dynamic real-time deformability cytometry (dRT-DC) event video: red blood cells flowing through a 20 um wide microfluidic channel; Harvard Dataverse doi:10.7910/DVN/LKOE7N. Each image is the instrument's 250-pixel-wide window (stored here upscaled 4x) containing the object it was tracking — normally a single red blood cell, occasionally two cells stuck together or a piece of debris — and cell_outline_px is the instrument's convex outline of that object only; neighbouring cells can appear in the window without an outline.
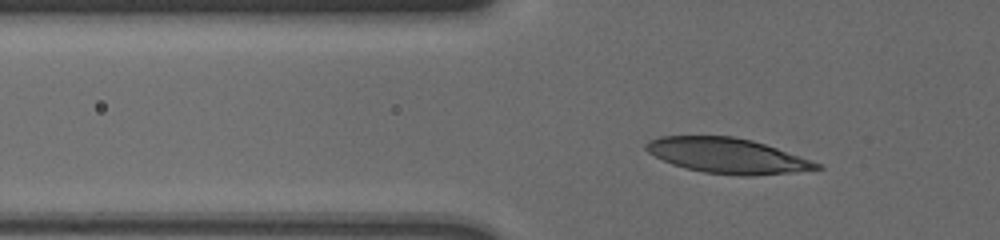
{"species": "human", "species_latin": "Homo sapiens", "temperature_condition": "cold", "stored_images_in_passage": 45, "camera_frame_rate_fps": 3000, "um_per_image_px": 0.085, "donor": {"sex": "male"}, "frame": {"image": 1, "passage_image": 12, "time_ms": 3.667, "image_size_px": [1000, 240], "cell_outline_px": [[824, 168], [796, 172], [752, 176], [736, 176], [704, 172], [672, 164], [648, 152], [644, 148], [644, 144], [648, 140], [660, 136], [732, 136], [752, 140], [824, 164]], "centroid_in_image_um": [61.85, 13.24], "position_along_channel_um": 63.9, "area_um2": 35.03}}
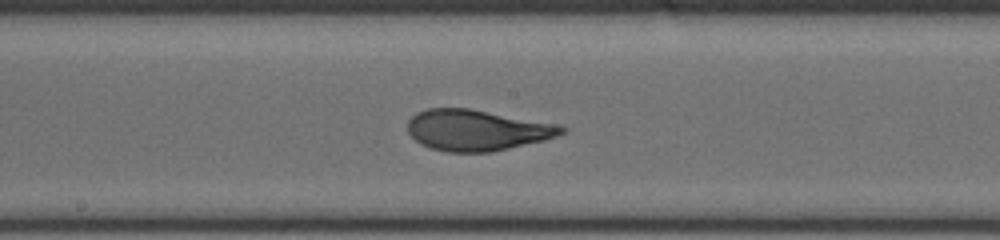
{"frame": {"image": 2, "passage_image": 25, "time_ms": 8.0, "image_size_px": [1000, 240], "cell_outline_px": [[568, 128], [564, 132], [556, 136], [544, 140], [492, 152], [448, 152], [428, 148], [420, 144], [408, 132], [408, 120], [416, 112], [428, 108], [468, 108], [560, 124]], "centroid_in_image_um": [40.53, 11.06], "position_along_channel_um": 207.7, "area_um2": 36.88}}
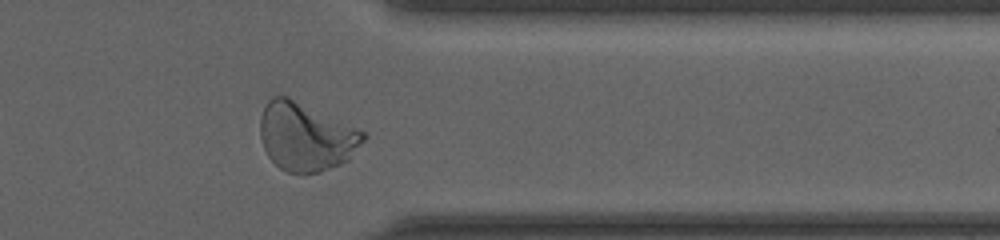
{"frame": {"image": 3, "passage_image": 40, "time_ms": 13.0, "image_size_px": [1000, 240], "cell_outline_px": [[368, 136], [348, 160], [340, 164], [320, 172], [304, 176], [288, 172], [280, 168], [268, 156], [264, 148], [260, 136], [260, 116], [268, 100], [272, 96], [288, 96], [368, 132]], "centroid_in_image_um": [26.02, 11.63], "position_along_channel_um": 385.4, "area_um2": 41.56}, "authors_computed_cell_mechanics": {"area_um2": 35.8938, "velocity_mm_per_s": 3.6074, "shape_relaxation_time_tau1_ms": 4.495, "shape_relaxation_time_tau2_ms": null, "deformation_change_tau1": 0.2106, "deformation_change_tau2": null}}